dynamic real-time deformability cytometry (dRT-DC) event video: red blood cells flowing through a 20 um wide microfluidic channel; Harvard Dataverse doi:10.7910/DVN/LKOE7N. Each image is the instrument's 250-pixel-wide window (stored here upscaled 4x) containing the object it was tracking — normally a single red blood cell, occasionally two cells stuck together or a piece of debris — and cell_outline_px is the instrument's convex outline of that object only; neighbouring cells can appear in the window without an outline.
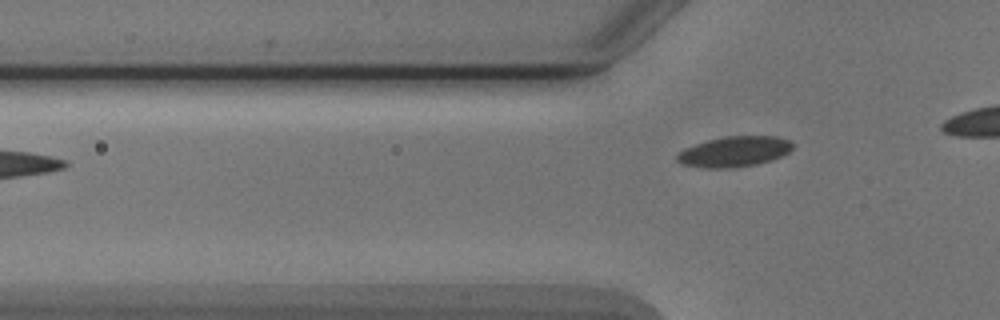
{"species": "Egyptian fruit bat (a non-hibernating species)", "species_latin": "Rousettus aegyptiacus", "temperature_condition": "cold", "stored_images_in_passage": 4, "camera_frame_rate_fps": 3000, "um_per_image_px": 0.085, "animal": {"sex": "male"}, "frame": {"image": 1, "passage_image": 4, "time_ms": 3.667, "image_size_px": [1000, 320], "cell_outline_px": [[796, 144], [788, 152], [772, 160], [756, 164], [724, 168], [708, 168], [680, 164], [676, 160], [676, 156], [684, 148], [708, 140], [728, 136], [776, 136], [788, 140]], "centroid_in_image_um": [62.42, 12.88], "position_along_channel_um": 63.4, "area_um2": 20.35}}